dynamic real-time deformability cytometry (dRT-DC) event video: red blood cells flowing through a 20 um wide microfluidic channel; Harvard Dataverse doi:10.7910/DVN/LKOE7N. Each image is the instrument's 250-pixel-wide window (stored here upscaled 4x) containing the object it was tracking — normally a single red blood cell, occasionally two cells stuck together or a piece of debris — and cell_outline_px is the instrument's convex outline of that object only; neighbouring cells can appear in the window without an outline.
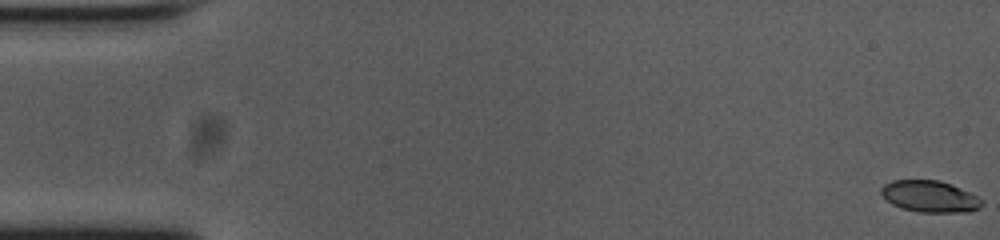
{"species": "common noctule bat (a hibernating species)", "species_latin": "Nyctalus noctula", "temperature_condition": "cold", "stored_images_in_passage": 55, "camera_frame_rate_fps": 3000, "um_per_image_px": 0.085, "animal": {"sex": "female", "body_mass_g": 23.0, "forearm_length_mm": 53.4}, "frame": {"image": 1, "passage_image": 1, "time_ms": 0.0, "image_size_px": [1000, 240], "cell_outline_px": [[984, 204], [980, 208], [972, 212], [920, 212], [900, 208], [892, 204], [880, 196], [880, 188], [884, 184], [892, 180], [940, 180], [960, 188], [984, 200]], "centroid_in_image_um": [79.02, 16.7], "position_along_channel_um": 6.0, "area_um2": 18.79}}
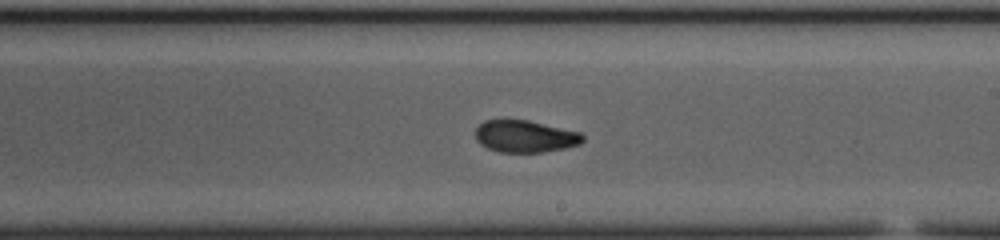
{"frame": {"image": 2, "passage_image": 32, "time_ms": 10.333, "image_size_px": [1000, 240], "cell_outline_px": [[584, 140], [580, 144], [564, 148], [544, 152], [500, 152], [488, 148], [480, 144], [476, 140], [476, 128], [484, 120], [504, 116], [528, 120], [580, 132], [584, 136]], "centroid_in_image_um": [44.58, 11.54], "position_along_channel_um": 244.4, "area_um2": 20.63}}
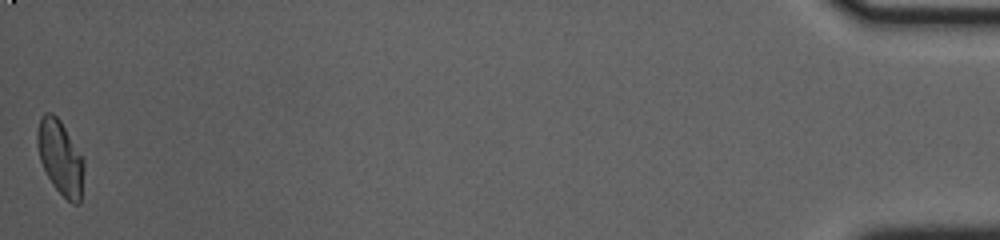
{"frame": {"image": 3, "passage_image": 55, "time_ms": 18.0, "image_size_px": [1000, 240], "cell_outline_px": [[84, 168], [80, 204], [72, 204], [52, 184], [40, 160], [36, 144], [36, 132], [40, 116], [44, 112], [52, 112], [60, 120], [84, 160]], "centroid_in_image_um": [5.11, 13.36], "position_along_channel_um": 430.1, "area_um2": 20.17}, "authors_computed_cell_mechanics": {"area_um2": 20.1722, "velocity_mm_per_s": 3.7316, "shape_relaxation_time_tau1_ms": 7.1048, "shape_relaxation_time_tau2_ms": 1.0952, "deformation_change_tau1": 0.1895, "deformation_change_tau2": 0.0543}}